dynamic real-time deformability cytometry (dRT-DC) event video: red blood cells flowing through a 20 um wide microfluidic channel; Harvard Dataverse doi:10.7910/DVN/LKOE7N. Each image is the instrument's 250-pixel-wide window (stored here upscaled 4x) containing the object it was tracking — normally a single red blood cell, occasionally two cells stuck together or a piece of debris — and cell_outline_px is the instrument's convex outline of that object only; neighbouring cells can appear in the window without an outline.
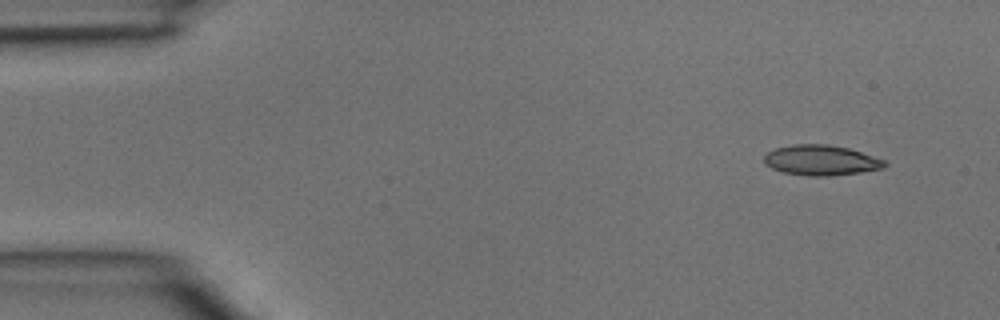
{"species": "common noctule bat (a hibernating species)", "species_latin": "Nyctalus noctula", "temperature_condition": "room temperature", "stored_images_in_passage": 4, "camera_frame_rate_fps": 3000, "um_per_image_px": 0.085, "animal": {"sex": "male", "body_mass_g": 15.6}, "frame": {"image": 1, "passage_image": 1, "time_ms": 0.0, "image_size_px": [1000, 320], "cell_outline_px": [[888, 164], [884, 168], [860, 172], [832, 176], [808, 176], [784, 172], [772, 168], [764, 164], [764, 156], [768, 152], [776, 148], [796, 144], [828, 144], [848, 148], [888, 160]], "centroid_in_image_um": [69.83, 13.62], "position_along_channel_um": 15.2, "area_um2": 21.39}}